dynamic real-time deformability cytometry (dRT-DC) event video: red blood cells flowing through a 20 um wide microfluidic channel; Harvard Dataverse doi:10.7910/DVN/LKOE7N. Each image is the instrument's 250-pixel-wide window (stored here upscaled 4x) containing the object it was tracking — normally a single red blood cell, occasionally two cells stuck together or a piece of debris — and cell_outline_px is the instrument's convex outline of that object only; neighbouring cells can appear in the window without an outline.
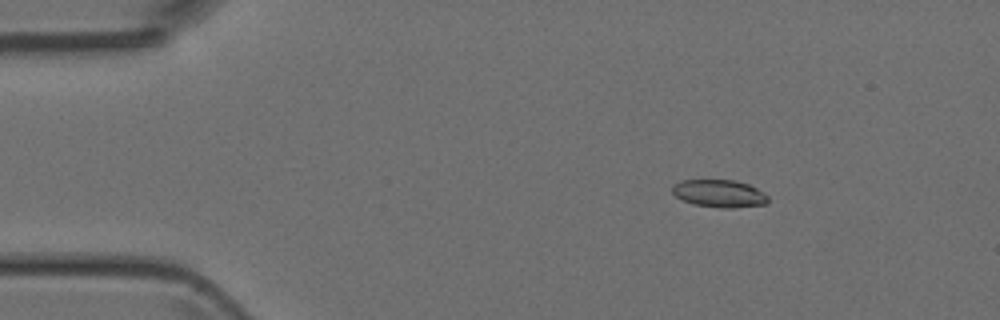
{"species": "Egyptian fruit bat (a non-hibernating species)", "species_latin": "Rousettus aegyptiacus", "temperature_condition": "room temperature", "stored_images_in_passage": 4, "camera_frame_rate_fps": 3000, "um_per_image_px": 0.085, "animal": {"sex": "female"}, "frame": {"image": 1, "passage_image": 2, "time_ms": 1.333, "image_size_px": [1000, 320], "cell_outline_px": [[768, 204], [732, 208], [720, 208], [692, 204], [676, 196], [672, 192], [672, 188], [680, 180], [736, 180], [748, 184], [756, 188], [768, 196]], "centroid_in_image_um": [61.16, 16.45], "position_along_channel_um": 23.8, "area_um2": 15.37}}
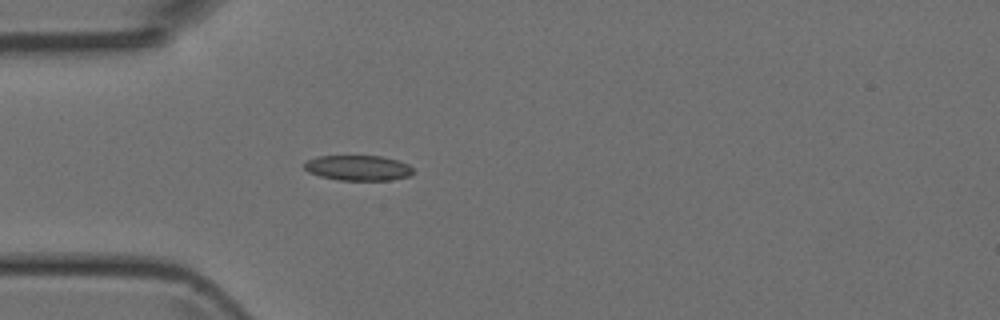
{"frame": {"image": 2, "passage_image": 4, "time_ms": 3.667, "image_size_px": [1000, 320], "cell_outline_px": [[412, 172], [408, 176], [392, 180], [336, 180], [320, 176], [308, 172], [304, 168], [304, 164], [308, 160], [316, 156], [384, 156], [400, 160], [408, 164], [412, 168]], "centroid_in_image_um": [30.44, 14.27], "position_along_channel_um": 54.6, "area_um2": 16.13}}